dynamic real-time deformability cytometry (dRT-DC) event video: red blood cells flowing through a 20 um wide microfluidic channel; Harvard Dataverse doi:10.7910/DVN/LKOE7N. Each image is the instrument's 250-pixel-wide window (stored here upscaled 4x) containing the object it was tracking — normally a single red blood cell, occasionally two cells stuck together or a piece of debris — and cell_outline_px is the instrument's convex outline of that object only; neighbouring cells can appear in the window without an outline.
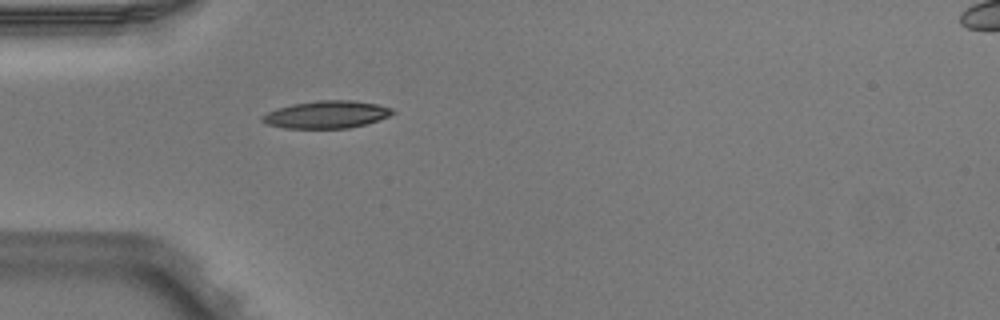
{"species": "Egyptian fruit bat (a non-hibernating species)", "species_latin": "Rousettus aegyptiacus", "temperature_condition": "warm", "stored_images_in_passage": 1, "camera_frame_rate_fps": 3000, "um_per_image_px": 0.085, "animal": {"sex": "male"}, "frame": {"image": 1, "passage_image": 1, "time_ms": 0.0, "image_size_px": [1000, 320], "cell_outline_px": [[396, 112], [388, 116], [364, 124], [348, 128], [284, 128], [268, 124], [260, 120], [260, 116], [276, 108], [292, 104], [320, 100], [352, 100], [380, 104], [392, 108]], "centroid_in_image_um": [27.74, 9.72], "position_along_channel_um": 57.3, "area_um2": 20.81}}